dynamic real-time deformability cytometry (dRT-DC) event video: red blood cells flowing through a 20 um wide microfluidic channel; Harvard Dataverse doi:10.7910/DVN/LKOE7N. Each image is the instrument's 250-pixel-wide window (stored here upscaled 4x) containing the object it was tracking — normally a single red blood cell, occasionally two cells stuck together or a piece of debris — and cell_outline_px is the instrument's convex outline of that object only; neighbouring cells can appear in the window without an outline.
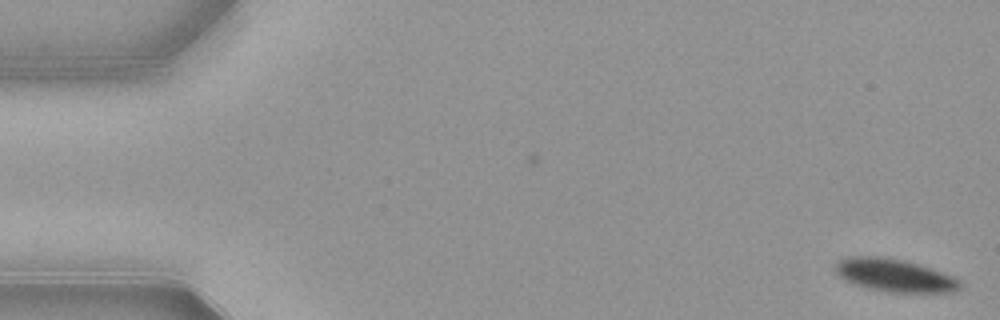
{"species": "common noctule bat (a hibernating species)", "species_latin": "Nyctalus noctula", "temperature_condition": "warm", "stored_images_in_passage": 13, "camera_frame_rate_fps": 3000, "um_per_image_px": 0.085, "animal": {"sex": "female", "body_mass_g": 21.9}, "frame": {"image": 1, "passage_image": 1, "time_ms": 0.0, "image_size_px": [1000, 320], "cell_outline_px": [[964, 284], [956, 292], [888, 292], [868, 288], [844, 280], [832, 268], [840, 260], [848, 256], [880, 256], [904, 260], [920, 264], [932, 268], [952, 276], [960, 280]], "centroid_in_image_um": [76.06, 23.4], "position_along_channel_um": 8.9, "area_um2": 24.04}}